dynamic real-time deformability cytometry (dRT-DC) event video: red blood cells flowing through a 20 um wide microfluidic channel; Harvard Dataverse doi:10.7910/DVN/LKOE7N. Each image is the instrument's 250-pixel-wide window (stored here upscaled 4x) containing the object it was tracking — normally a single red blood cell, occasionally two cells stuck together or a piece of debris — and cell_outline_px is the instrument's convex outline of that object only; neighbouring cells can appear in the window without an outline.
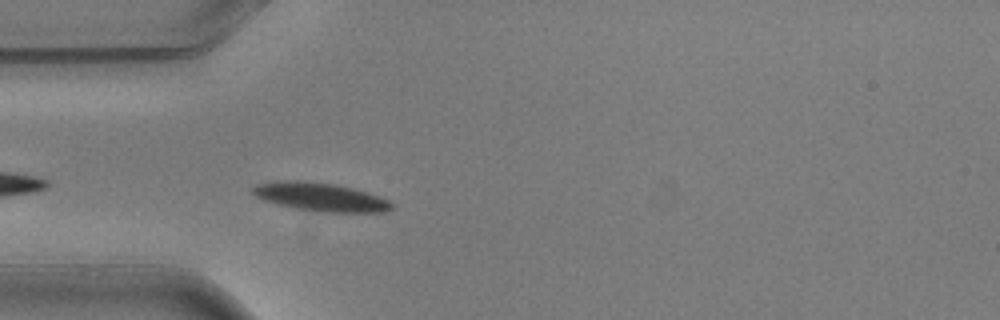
{"species": "common noctule bat (a hibernating species)", "species_latin": "Nyctalus noctula", "temperature_condition": "warm", "stored_images_in_passage": 4, "camera_frame_rate_fps": 3000, "um_per_image_px": 0.085, "animal": {"sex": "male", "body_mass_g": 20.5, "forearm_length_mm": 52.5}, "frame": {"image": 1, "passage_image": 4, "time_ms": 1.0, "image_size_px": [1000, 320], "cell_outline_px": [[392, 208], [384, 212], [320, 212], [296, 208], [276, 204], [264, 200], [256, 196], [252, 192], [252, 188], [260, 184], [284, 180], [304, 180], [336, 184], [368, 192], [388, 200], [392, 204]], "centroid_in_image_um": [27.25, 16.74], "position_along_channel_um": 57.8, "area_um2": 22.89}}